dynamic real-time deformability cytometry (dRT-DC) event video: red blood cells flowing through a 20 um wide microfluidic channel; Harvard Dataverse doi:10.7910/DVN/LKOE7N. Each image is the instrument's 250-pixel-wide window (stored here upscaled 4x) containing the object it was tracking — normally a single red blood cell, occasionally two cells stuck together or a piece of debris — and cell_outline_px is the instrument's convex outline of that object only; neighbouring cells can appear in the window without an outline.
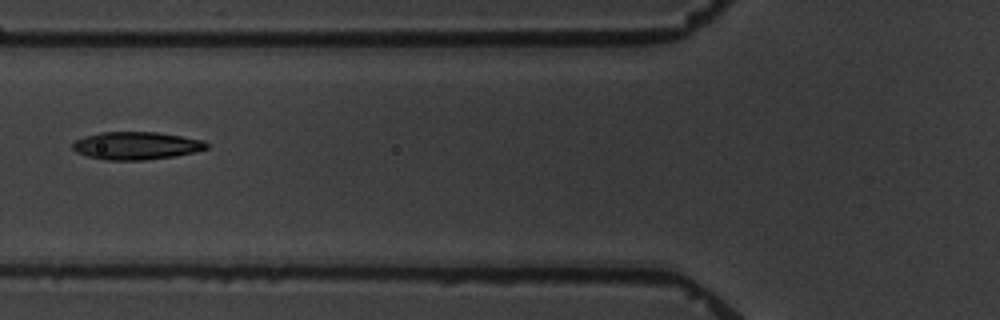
{"species": "common noctule bat (a hibernating species)", "species_latin": "Nyctalus noctula", "temperature_condition": "warm", "stored_images_in_passage": 8, "camera_frame_rate_fps": 3000, "um_per_image_px": 0.085, "animal": {"sex": "male", "body_mass_g": 19.5, "forearm_length_mm": 54.6}, "frame": {"image": 1, "passage_image": 4, "time_ms": 3.667, "image_size_px": [1000, 320], "cell_outline_px": [[208, 148], [176, 156], [144, 160], [104, 160], [88, 156], [76, 152], [72, 148], [72, 144], [76, 140], [84, 136], [100, 132], [156, 132], [204, 140], [208, 144]], "centroid_in_image_um": [11.56, 12.38], "position_along_channel_um": 114.2, "area_um2": 21.62}}
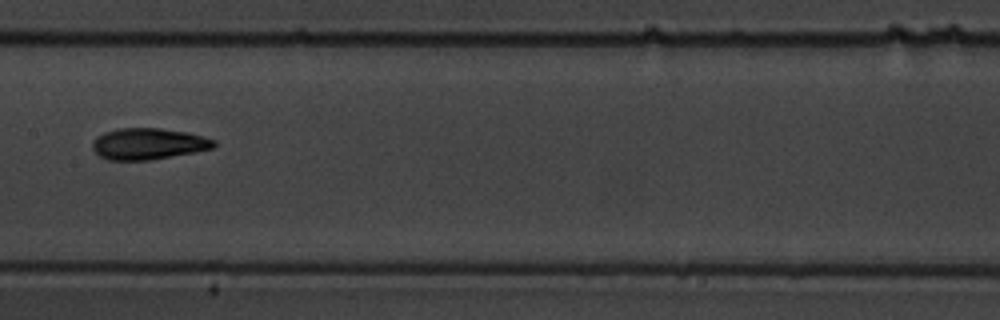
{"frame": {"image": 2, "passage_image": 6, "time_ms": 6.0, "image_size_px": [1000, 320], "cell_outline_px": [[216, 144], [212, 148], [192, 152], [148, 160], [108, 160], [100, 156], [92, 148], [92, 140], [96, 136], [104, 132], [120, 128], [160, 128], [188, 132], [216, 140]], "centroid_in_image_um": [12.57, 12.21], "position_along_channel_um": 194.8, "area_um2": 22.08}}
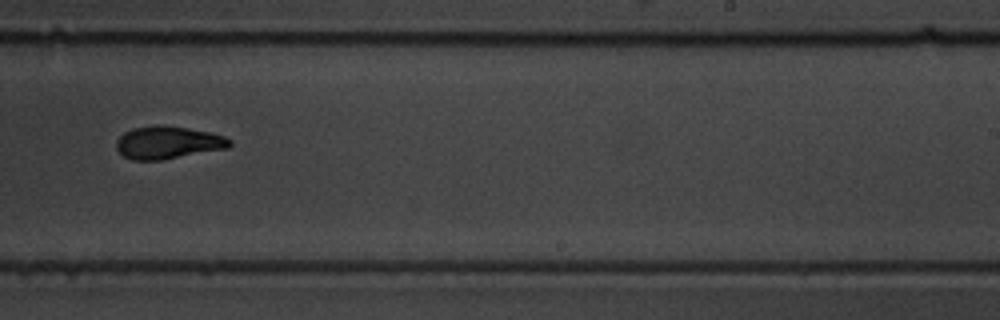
{"frame": {"image": 3, "passage_image": 8, "time_ms": 8.333, "image_size_px": [1000, 320], "cell_outline_px": [[232, 144], [228, 148], [160, 160], [132, 160], [124, 156], [116, 148], [116, 140], [124, 132], [132, 128], [156, 124], [188, 128], [212, 132], [224, 136], [232, 140]], "centroid_in_image_um": [14.28, 12.1], "position_along_channel_um": 274.7, "area_um2": 21.68}}